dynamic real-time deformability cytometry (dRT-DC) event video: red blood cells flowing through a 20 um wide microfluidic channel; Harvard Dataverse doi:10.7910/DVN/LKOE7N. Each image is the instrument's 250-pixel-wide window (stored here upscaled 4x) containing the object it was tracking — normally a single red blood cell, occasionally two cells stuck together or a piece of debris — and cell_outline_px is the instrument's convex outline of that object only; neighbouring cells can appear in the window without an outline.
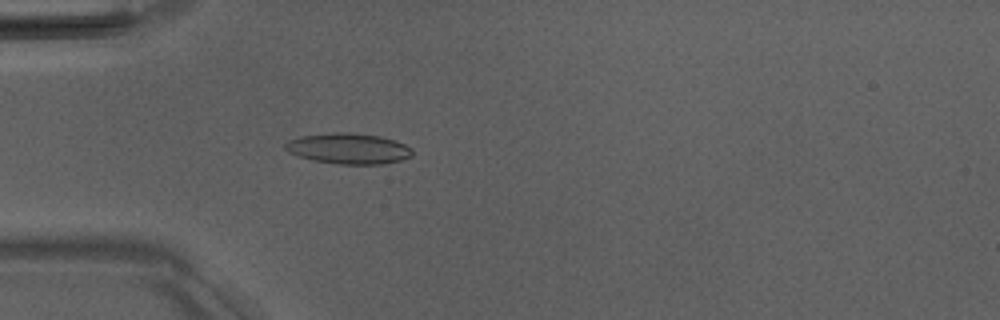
{"species": "Egyptian fruit bat (a non-hibernating species)", "species_latin": "Rousettus aegyptiacus", "temperature_condition": "room temperature", "stored_images_in_passage": 51, "camera_frame_rate_fps": 3000, "um_per_image_px": 0.085, "animal": {"sex": "male"}, "frame": {"image": 1, "passage_image": 15, "time_ms": 4.667, "image_size_px": [1000, 320], "cell_outline_px": [[412, 156], [400, 160], [384, 164], [340, 164], [312, 160], [288, 152], [284, 148], [284, 144], [288, 140], [300, 136], [332, 132], [352, 132], [380, 136], [404, 144], [412, 148]], "centroid_in_image_um": [29.6, 12.62], "position_along_channel_um": 55.4, "area_um2": 22.77}}
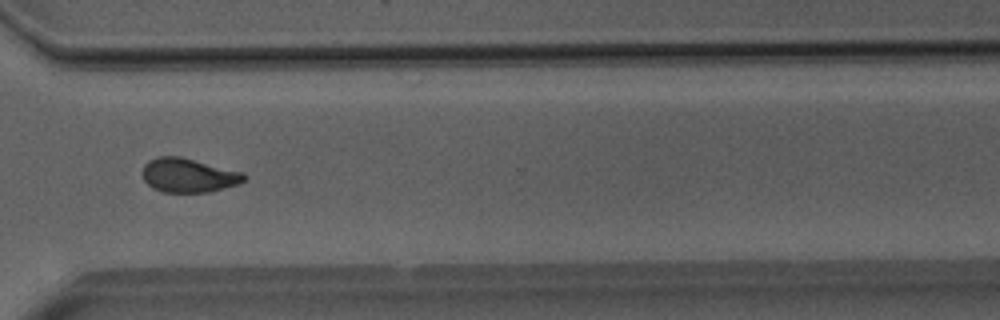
{"frame": {"image": 2, "passage_image": 38, "time_ms": 12.333, "image_size_px": [1000, 320], "cell_outline_px": [[248, 176], [240, 184], [208, 192], [164, 192], [152, 188], [144, 180], [144, 164], [148, 160], [156, 156], [180, 156], [244, 172]], "centroid_in_image_um": [16.05, 14.89], "position_along_channel_um": 354.6, "area_um2": 20.29}}
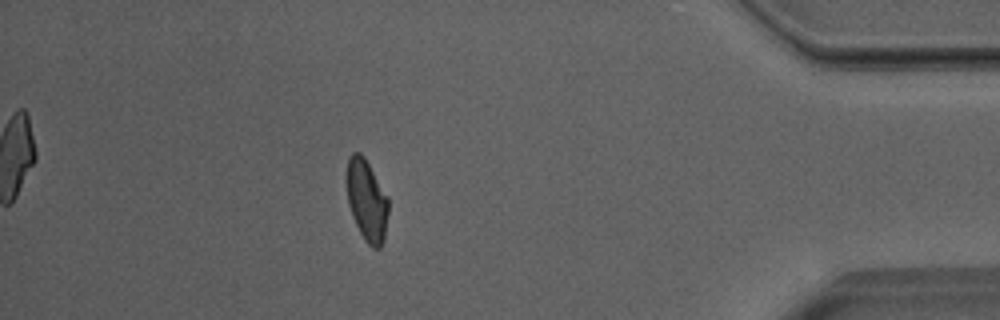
{"frame": {"image": 3, "passage_image": 45, "time_ms": 14.667, "image_size_px": [1000, 320], "cell_outline_px": [[388, 212], [384, 240], [380, 248], [372, 248], [364, 240], [352, 216], [348, 204], [348, 156], [352, 152], [360, 152], [364, 156], [388, 196]], "centroid_in_image_um": [31.2, 17.04], "position_along_channel_um": 404.0, "area_um2": 19.65}, "authors_computed_cell_mechanics": {"area_um2": 20.519, "velocity_mm_per_s": 4.0063, "shape_relaxation_time_tau1_ms": 5.9501, "shape_relaxation_time_tau2_ms": 2.3515, "deformation_change_tau1": 0.1576, "deformation_change_tau2": 0.0743}}